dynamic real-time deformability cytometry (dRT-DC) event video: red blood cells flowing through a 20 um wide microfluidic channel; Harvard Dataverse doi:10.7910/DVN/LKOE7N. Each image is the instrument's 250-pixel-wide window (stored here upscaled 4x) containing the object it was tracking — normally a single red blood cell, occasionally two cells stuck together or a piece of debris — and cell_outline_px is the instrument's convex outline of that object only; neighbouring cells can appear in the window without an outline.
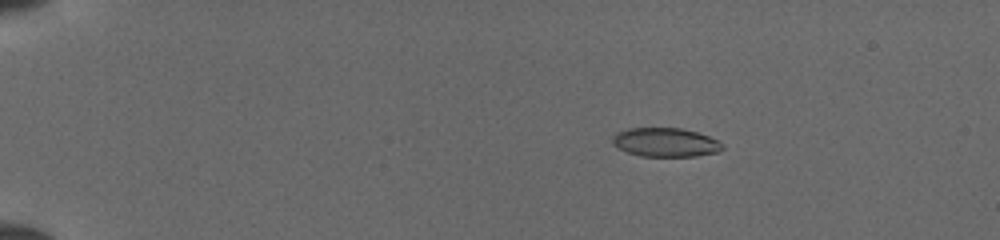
{"species": "common noctule bat (a hibernating species)", "species_latin": "Nyctalus noctula", "temperature_condition": "cold", "stored_images_in_passage": 46, "camera_frame_rate_fps": 3000, "um_per_image_px": 0.085, "animal": {"sex": "female", "body_mass_g": 19.5, "forearm_length_mm": 54.1}, "frame": {"image": 1, "passage_image": 5, "time_ms": 1.333, "image_size_px": [1000, 240], "cell_outline_px": [[724, 148], [720, 152], [696, 156], [640, 156], [616, 148], [612, 144], [612, 136], [616, 132], [628, 128], [680, 128], [696, 132], [708, 136], [724, 144]], "centroid_in_image_um": [56.54, 12.1], "position_along_channel_um": 28.5, "area_um2": 18.67}}
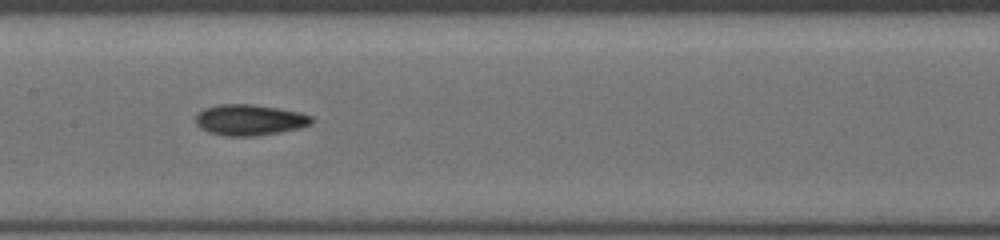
{"frame": {"image": 2, "passage_image": 23, "time_ms": 7.333, "image_size_px": [1000, 240], "cell_outline_px": [[312, 124], [300, 128], [280, 132], [252, 136], [224, 136], [208, 132], [200, 128], [192, 120], [204, 108], [220, 104], [252, 104], [300, 112], [312, 116]], "centroid_in_image_um": [21.19, 10.2], "position_along_channel_um": 186.2, "area_um2": 20.98}}
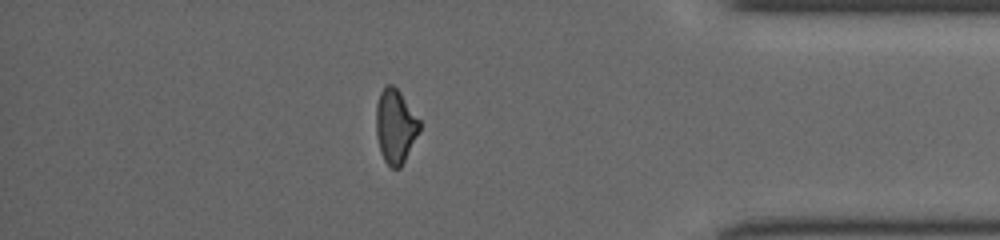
{"frame": {"image": 3, "passage_image": 40, "time_ms": 13.0, "image_size_px": [1000, 240], "cell_outline_px": [[420, 132], [400, 168], [392, 168], [384, 160], [380, 152], [376, 136], [376, 104], [380, 92], [384, 84], [392, 84], [400, 92], [420, 120]], "centroid_in_image_um": [33.6, 10.72], "position_along_channel_um": 401.6, "area_um2": 18.9}}